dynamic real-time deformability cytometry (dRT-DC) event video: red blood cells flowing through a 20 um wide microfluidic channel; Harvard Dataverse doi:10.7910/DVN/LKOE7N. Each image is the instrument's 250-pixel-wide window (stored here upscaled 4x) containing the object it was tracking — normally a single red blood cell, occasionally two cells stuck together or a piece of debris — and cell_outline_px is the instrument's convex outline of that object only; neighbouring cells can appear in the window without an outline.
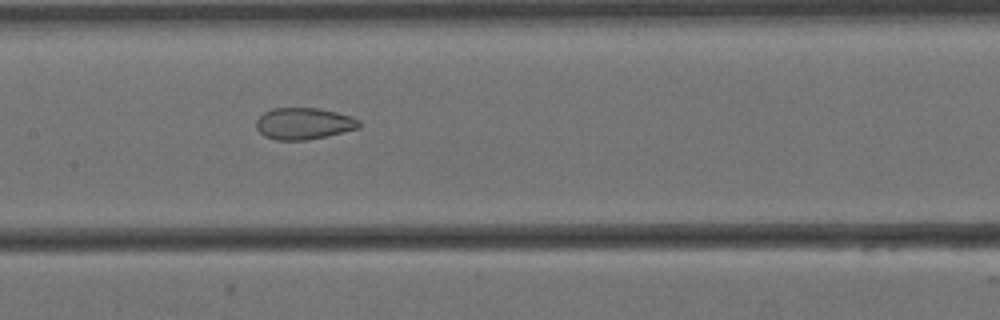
{"species": "Egyptian fruit bat (a non-hibernating species)", "species_latin": "Rousettus aegyptiacus", "temperature_condition": "cold", "stored_images_in_passage": 8, "camera_frame_rate_fps": 3000, "um_per_image_px": 0.085, "animal": {"sex": "female"}, "frame": {"image": 1, "passage_image": 8, "time_ms": 2.333, "image_size_px": [1000, 320], "cell_outline_px": [[360, 128], [328, 136], [304, 140], [276, 140], [264, 136], [256, 128], [256, 120], [264, 112], [272, 108], [316, 108], [336, 112], [352, 116], [360, 120]], "centroid_in_image_um": [25.83, 10.5], "position_along_channel_um": 181.6, "area_um2": 19.07}}